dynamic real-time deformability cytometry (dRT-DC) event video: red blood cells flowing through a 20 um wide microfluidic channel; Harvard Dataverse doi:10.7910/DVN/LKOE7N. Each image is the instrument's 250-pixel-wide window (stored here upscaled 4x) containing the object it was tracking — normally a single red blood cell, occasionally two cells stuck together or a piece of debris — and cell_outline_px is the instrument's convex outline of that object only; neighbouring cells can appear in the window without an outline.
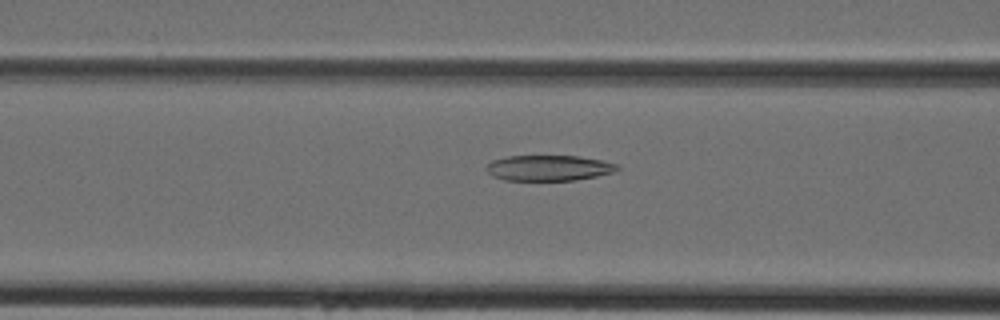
{"species": "Egyptian fruit bat (a non-hibernating species)", "species_latin": "Rousettus aegyptiacus", "temperature_condition": "cold", "stored_images_in_passage": 41, "camera_frame_rate_fps": 3000, "um_per_image_px": 0.085, "animal": {"sex": "female"}, "frame": {"image": 1, "passage_image": 14, "time_ms": 4.333, "image_size_px": [1000, 320], "cell_outline_px": [[620, 168], [612, 172], [596, 176], [576, 180], [504, 180], [492, 176], [484, 168], [492, 160], [508, 156], [576, 156], [600, 160], [616, 164]], "centroid_in_image_um": [46.59, 14.28], "position_along_channel_um": 120.0, "area_um2": 19.36}}
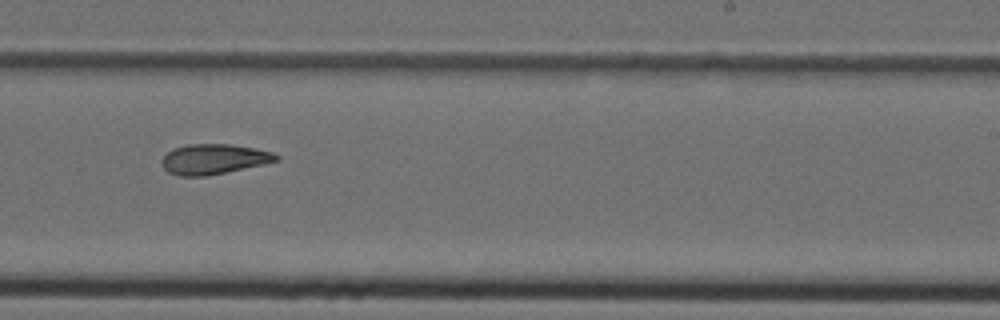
{"frame": {"image": 2, "passage_image": 24, "time_ms": 7.667, "image_size_px": [1000, 320], "cell_outline_px": [[280, 160], [264, 164], [204, 176], [180, 176], [168, 172], [160, 164], [160, 160], [172, 148], [188, 144], [232, 144], [272, 152], [280, 156]], "centroid_in_image_um": [18.14, 13.52], "position_along_channel_um": 270.9, "area_um2": 20.06}}
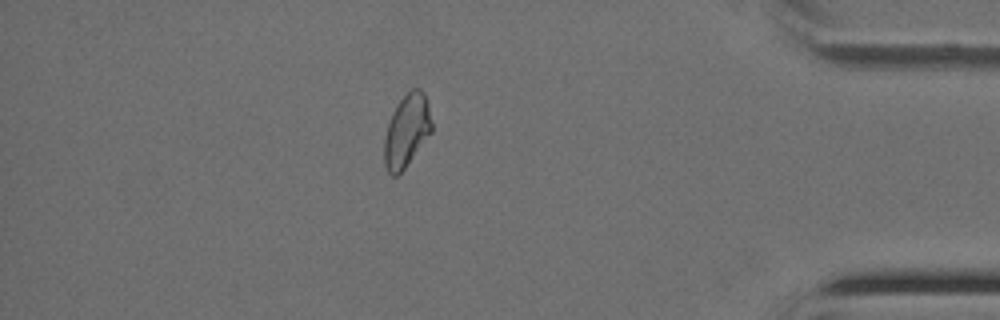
{"frame": {"image": 3, "passage_image": 35, "time_ms": 11.333, "image_size_px": [1000, 320], "cell_outline_px": [[432, 132], [404, 168], [396, 176], [392, 176], [388, 172], [384, 164], [384, 136], [392, 112], [396, 104], [412, 88], [420, 88], [424, 92], [428, 100], [432, 124]], "centroid_in_image_um": [34.57, 11.08], "position_along_channel_um": 400.6, "area_um2": 20.17}}